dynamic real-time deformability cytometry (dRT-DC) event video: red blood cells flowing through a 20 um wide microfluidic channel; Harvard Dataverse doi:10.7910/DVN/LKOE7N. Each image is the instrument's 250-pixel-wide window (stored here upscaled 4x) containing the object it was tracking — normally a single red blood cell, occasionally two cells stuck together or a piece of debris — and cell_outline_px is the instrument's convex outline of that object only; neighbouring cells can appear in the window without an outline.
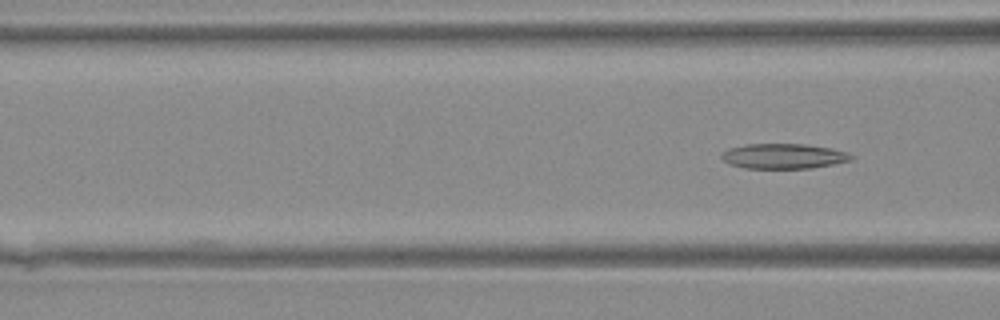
{"species": "Egyptian fruit bat (a non-hibernating species)", "species_latin": "Rousettus aegyptiacus", "temperature_condition": "warm", "stored_images_in_passage": 4, "camera_frame_rate_fps": 3000, "um_per_image_px": 0.085, "animal": {"sex": "female"}, "frame": {"image": 1, "passage_image": 4, "time_ms": 1.0, "image_size_px": [1000, 320], "cell_outline_px": [[856, 156], [852, 160], [832, 164], [808, 168], [744, 168], [728, 164], [720, 156], [728, 148], [744, 144], [804, 144], [832, 148], [848, 152]], "centroid_in_image_um": [66.61, 13.26], "position_along_channel_um": 100.0, "area_um2": 19.02}}